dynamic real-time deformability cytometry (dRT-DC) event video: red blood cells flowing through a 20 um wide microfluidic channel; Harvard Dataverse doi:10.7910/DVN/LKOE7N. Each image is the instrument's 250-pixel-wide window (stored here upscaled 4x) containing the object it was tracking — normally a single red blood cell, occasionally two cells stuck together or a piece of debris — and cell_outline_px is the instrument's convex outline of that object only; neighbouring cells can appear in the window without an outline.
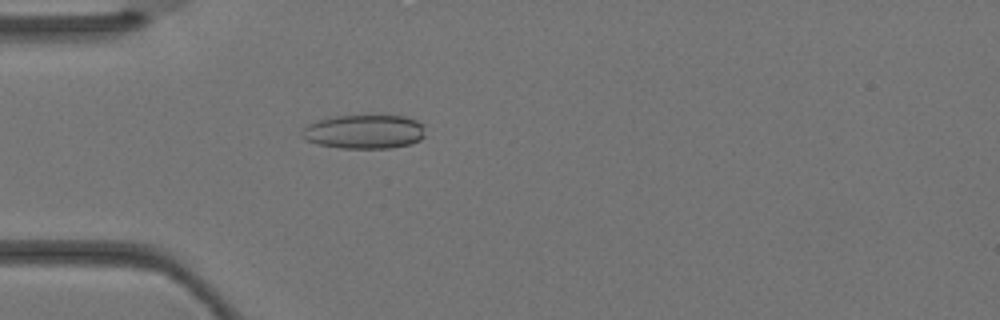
{"species": "Egyptian fruit bat (a non-hibernating species)", "species_latin": "Rousettus aegyptiacus", "temperature_condition": "warm", "stored_images_in_passage": 4, "camera_frame_rate_fps": 3000, "um_per_image_px": 0.085, "animal": {"sex": "female"}, "frame": {"image": 1, "passage_image": 4, "time_ms": 1.0, "image_size_px": [1000, 320], "cell_outline_px": [[424, 136], [420, 140], [408, 144], [392, 148], [344, 148], [320, 144], [304, 140], [300, 136], [300, 132], [308, 124], [316, 120], [336, 116], [404, 116], [416, 120], [424, 124]], "centroid_in_image_um": [30.95, 11.19], "position_along_channel_um": 54.1, "area_um2": 24.45}}